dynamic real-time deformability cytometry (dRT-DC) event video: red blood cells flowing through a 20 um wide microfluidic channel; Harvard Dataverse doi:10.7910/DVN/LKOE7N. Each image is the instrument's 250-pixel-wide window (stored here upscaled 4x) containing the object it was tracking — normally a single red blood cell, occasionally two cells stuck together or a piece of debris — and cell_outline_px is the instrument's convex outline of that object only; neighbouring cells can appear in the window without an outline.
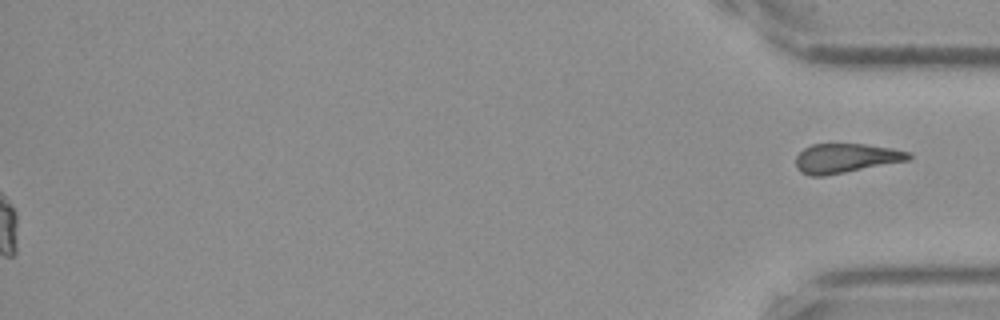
{"species": "Egyptian fruit bat (a non-hibernating species)", "species_latin": "Rousettus aegyptiacus", "temperature_condition": "cold", "stored_images_in_passage": 59, "segment_of_instrument_passage": [2, 2], "camera_frame_rate_fps": 3000, "um_per_image_px": 0.085, "frame": {"image": 1, "passage_image": 59, "time_ms": 19.333, "image_size_px": [1000, 320], "cell_outline_px": [[912, 156], [908, 160], [824, 176], [808, 176], [800, 172], [796, 168], [796, 156], [804, 148], [812, 144], [864, 144], [892, 148], [912, 152]], "centroid_in_image_um": [71.87, 13.45], "position_along_channel_um": 363.3, "area_um2": 19.31}}